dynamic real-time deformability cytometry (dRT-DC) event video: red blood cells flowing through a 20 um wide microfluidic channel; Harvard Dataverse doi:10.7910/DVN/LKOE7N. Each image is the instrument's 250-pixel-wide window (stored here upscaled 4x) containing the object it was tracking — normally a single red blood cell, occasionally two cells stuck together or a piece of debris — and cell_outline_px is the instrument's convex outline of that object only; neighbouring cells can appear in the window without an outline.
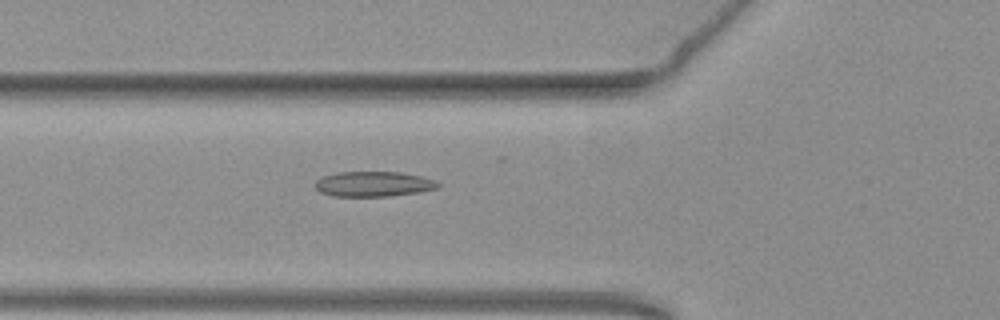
{"species": "common noctule bat (a hibernating species)", "species_latin": "Nyctalus noctula", "temperature_condition": "warm", "stored_images_in_passage": 36, "camera_frame_rate_fps": 3000, "um_per_image_px": 0.085, "animal": {"sex": "female", "body_mass_g": 19.3, "forearm_length_mm": 54.1}, "frame": {"image": 1, "passage_image": 4, "time_ms": 1.0, "image_size_px": [1000, 320], "cell_outline_px": [[440, 184], [436, 188], [420, 192], [388, 196], [332, 196], [320, 192], [316, 188], [316, 180], [320, 176], [336, 172], [400, 172], [420, 176], [432, 180]], "centroid_in_image_um": [31.68, 15.64], "position_along_channel_um": 94.1, "area_um2": 17.92}}
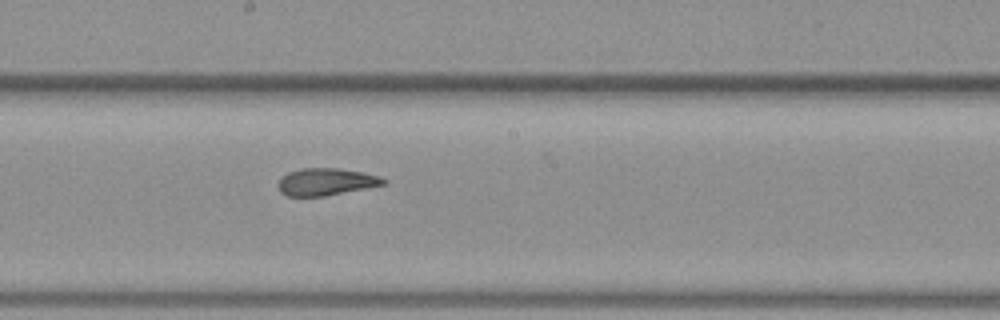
{"frame": {"image": 2, "passage_image": 14, "time_ms": 4.333, "image_size_px": [1000, 320], "cell_outline_px": [[388, 180], [384, 184], [324, 196], [288, 196], [280, 192], [280, 176], [288, 172], [300, 168], [336, 168], [364, 172], [380, 176]], "centroid_in_image_um": [27.71, 15.44], "position_along_channel_um": 220.5, "area_um2": 16.53}}
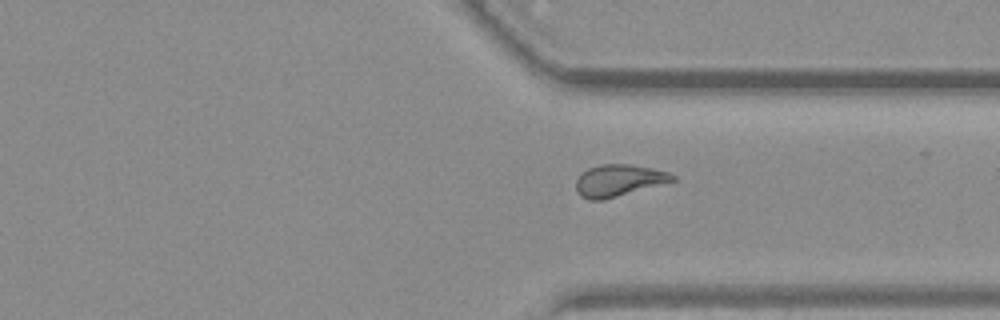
{"frame": {"image": 3, "passage_image": 25, "time_ms": 8.0, "image_size_px": [1000, 320], "cell_outline_px": [[676, 180], [604, 200], [588, 200], [580, 196], [576, 192], [576, 180], [588, 168], [600, 164], [632, 164], [668, 172], [676, 176]], "centroid_in_image_um": [52.57, 15.34], "position_along_channel_um": 358.8, "area_um2": 17.86}, "authors_computed_cell_mechanics": {"area_um2": 17.629, "velocity_mm_per_s": 3.7717, "shape_relaxation_time_tau1_ms": null, "shape_relaxation_time_tau2_ms": 2.1249, "deformation_change_tau1": null, "deformation_change_tau2": 0.0968}}